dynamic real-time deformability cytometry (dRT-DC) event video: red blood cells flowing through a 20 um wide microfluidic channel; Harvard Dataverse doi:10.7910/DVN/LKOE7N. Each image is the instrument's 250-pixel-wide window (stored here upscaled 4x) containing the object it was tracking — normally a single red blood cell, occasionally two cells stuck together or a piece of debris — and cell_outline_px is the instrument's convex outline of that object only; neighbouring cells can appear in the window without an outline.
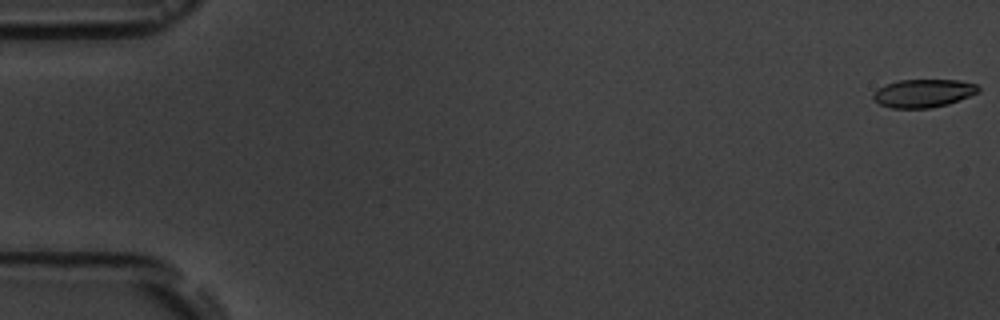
{"species": "common noctule bat (a hibernating species)", "species_latin": "Nyctalus noctula", "temperature_condition": "room temperature", "stored_images_in_passage": 4, "camera_frame_rate_fps": 3000, "um_per_image_px": 0.085, "animal": {"sex": "male", "body_mass_g": 19.5, "forearm_length_mm": 54.6}, "frame": {"image": 1, "passage_image": 1, "time_ms": 0.0, "image_size_px": [1000, 320], "cell_outline_px": [[980, 92], [948, 104], [928, 108], [892, 108], [880, 104], [872, 96], [872, 92], [884, 84], [900, 80], [960, 80], [976, 84], [980, 88]], "centroid_in_image_um": [78.48, 7.91], "position_along_channel_um": 6.5, "area_um2": 17.28}}